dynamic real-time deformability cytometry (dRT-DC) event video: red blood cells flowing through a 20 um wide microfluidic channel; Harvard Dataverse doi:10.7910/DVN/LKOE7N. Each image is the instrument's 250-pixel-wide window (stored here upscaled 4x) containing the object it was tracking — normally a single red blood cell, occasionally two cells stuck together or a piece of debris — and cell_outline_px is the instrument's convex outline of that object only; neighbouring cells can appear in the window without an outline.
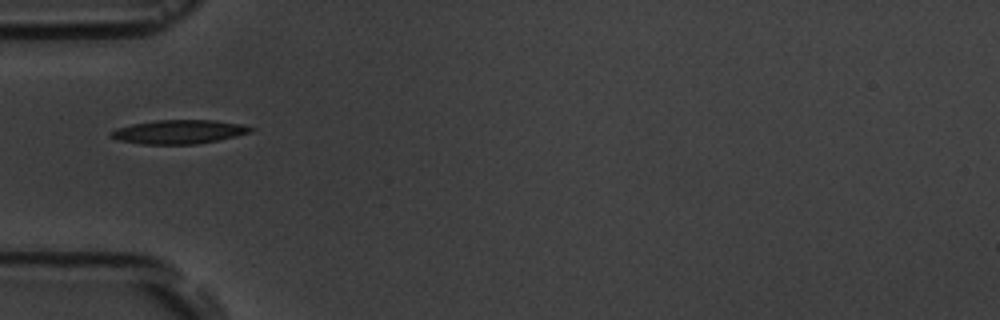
{"species": "common noctule bat (a hibernating species)", "species_latin": "Nyctalus noctula", "temperature_condition": "room temperature", "stored_images_in_passage": 9, "camera_frame_rate_fps": 3000, "um_per_image_px": 0.085, "animal": {"sex": "male", "body_mass_g": 19.5, "forearm_length_mm": 54.6}, "frame": {"image": 1, "passage_image": 1, "time_ms": 0.0, "image_size_px": [1000, 320], "cell_outline_px": [[256, 128], [252, 132], [236, 136], [196, 144], [140, 144], [120, 140], [108, 136], [108, 132], [116, 128], [132, 124], [156, 120], [216, 120], [244, 124]], "centroid_in_image_um": [15.22, 11.2], "position_along_channel_um": 69.8, "area_um2": 19.59}}
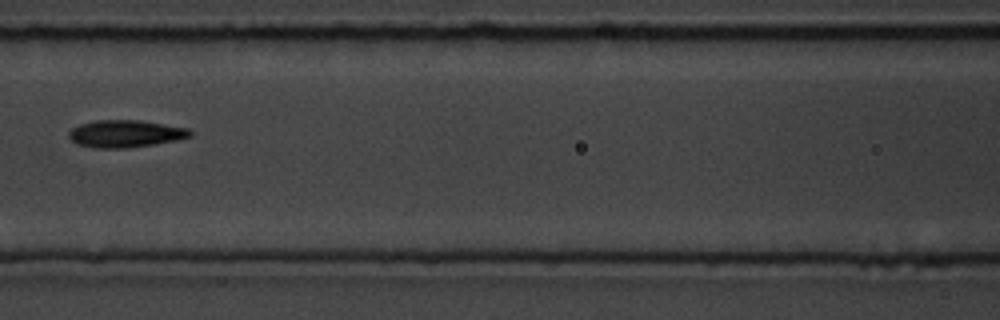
{"frame": {"image": 2, "passage_image": 3, "time_ms": 2.333, "image_size_px": [1000, 320], "cell_outline_px": [[192, 136], [176, 140], [152, 144], [124, 148], [92, 148], [76, 144], [68, 136], [68, 132], [72, 128], [80, 124], [96, 120], [140, 120], [192, 128]], "centroid_in_image_um": [10.67, 11.36], "position_along_channel_um": 155.9, "area_um2": 19.42}}
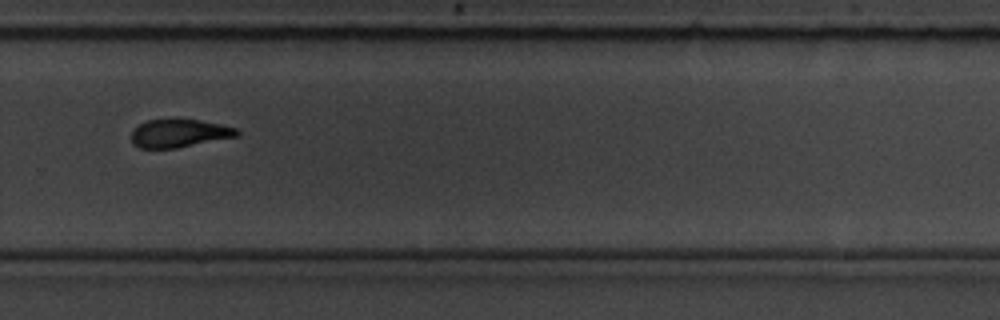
{"frame": {"image": 3, "passage_image": 7, "time_ms": 6.667, "image_size_px": [1000, 320], "cell_outline_px": [[240, 132], [236, 136], [176, 148], [140, 148], [132, 144], [132, 132], [140, 124], [148, 120], [176, 116], [200, 120], [220, 124], [236, 128]], "centroid_in_image_um": [15.2, 11.28], "position_along_channel_um": 314.6, "area_um2": 17.63}}